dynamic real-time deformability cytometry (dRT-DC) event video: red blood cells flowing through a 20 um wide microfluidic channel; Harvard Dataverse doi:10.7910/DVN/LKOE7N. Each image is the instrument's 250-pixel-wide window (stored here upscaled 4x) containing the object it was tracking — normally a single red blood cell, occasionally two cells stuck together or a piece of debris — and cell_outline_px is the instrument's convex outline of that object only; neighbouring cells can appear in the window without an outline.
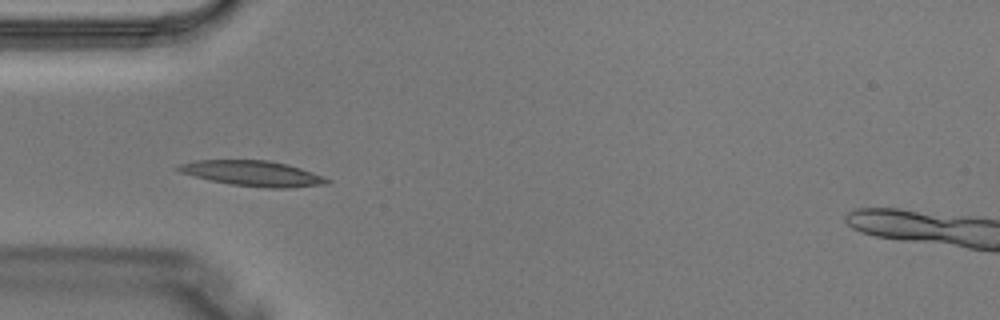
{"species": "Egyptian fruit bat (a non-hibernating species)", "species_latin": "Rousettus aegyptiacus", "temperature_condition": "warm", "stored_images_in_passage": 4, "camera_frame_rate_fps": 3000, "um_per_image_px": 0.085, "animal": {"sex": "male"}, "frame": {"image": 1, "passage_image": 4, "time_ms": 1.0, "image_size_px": [1000, 320], "cell_outline_px": [[332, 180], [328, 184], [288, 188], [264, 188], [232, 184], [208, 180], [180, 172], [176, 168], [180, 164], [196, 160], [268, 160], [300, 168], [324, 176]], "centroid_in_image_um": [21.51, 14.75], "position_along_channel_um": 63.5, "area_um2": 21.91}}